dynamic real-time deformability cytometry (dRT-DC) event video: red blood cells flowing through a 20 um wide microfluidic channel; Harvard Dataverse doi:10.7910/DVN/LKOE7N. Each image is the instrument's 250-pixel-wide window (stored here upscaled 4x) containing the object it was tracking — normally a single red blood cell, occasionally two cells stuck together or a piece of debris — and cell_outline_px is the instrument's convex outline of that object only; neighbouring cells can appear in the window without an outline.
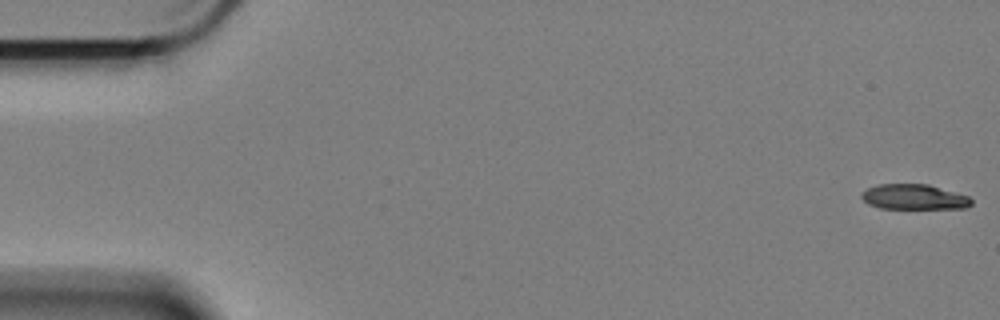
{"species": "Egyptian fruit bat (a non-hibernating species)", "species_latin": "Rousettus aegyptiacus", "temperature_condition": "cold", "stored_images_in_passage": 18, "camera_frame_rate_fps": 3000, "um_per_image_px": 0.085, "animal": {"sex": "female"}, "frame": {"image": 1, "passage_image": 1, "time_ms": 0.0, "image_size_px": [1000, 320], "cell_outline_px": [[972, 204], [968, 208], [880, 208], [868, 204], [860, 196], [860, 192], [868, 188], [880, 184], [928, 184], [968, 196], [972, 200]], "centroid_in_image_um": [77.68, 16.74], "position_along_channel_um": 7.3, "area_um2": 16.07}}
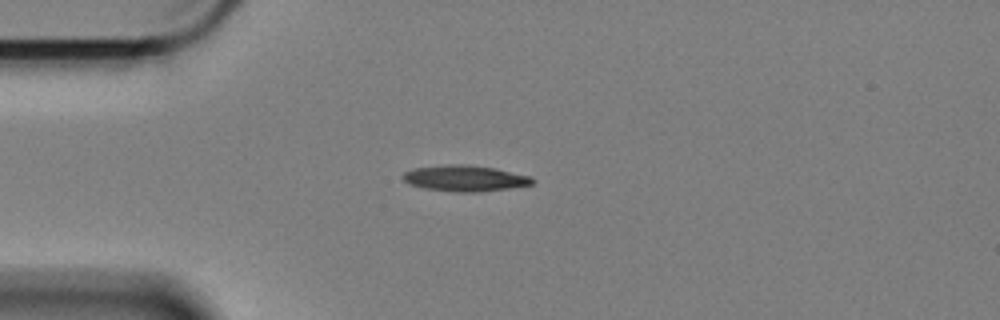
{"frame": {"image": 2, "passage_image": 15, "time_ms": 4.667, "image_size_px": [1000, 320], "cell_outline_px": [[536, 180], [532, 184], [508, 188], [476, 192], [456, 192], [424, 188], [408, 184], [400, 176], [404, 172], [412, 168], [448, 164], [468, 164], [496, 168], [532, 176]], "centroid_in_image_um": [39.5, 15.14], "position_along_channel_um": 45.5, "area_um2": 19.83}}